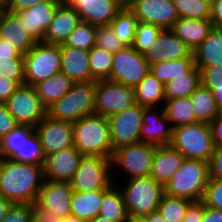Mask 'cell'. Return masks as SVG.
Masks as SVG:
<instances>
[{"instance_id": "obj_1", "label": "cell", "mask_w": 222, "mask_h": 222, "mask_svg": "<svg viewBox=\"0 0 222 222\" xmlns=\"http://www.w3.org/2000/svg\"><path fill=\"white\" fill-rule=\"evenodd\" d=\"M43 181V165L0 160V194L12 203H35Z\"/></svg>"}, {"instance_id": "obj_2", "label": "cell", "mask_w": 222, "mask_h": 222, "mask_svg": "<svg viewBox=\"0 0 222 222\" xmlns=\"http://www.w3.org/2000/svg\"><path fill=\"white\" fill-rule=\"evenodd\" d=\"M113 183L122 193L131 221L142 219L157 211L165 194L164 186L155 182L150 176L122 180V184L116 181Z\"/></svg>"}, {"instance_id": "obj_3", "label": "cell", "mask_w": 222, "mask_h": 222, "mask_svg": "<svg viewBox=\"0 0 222 222\" xmlns=\"http://www.w3.org/2000/svg\"><path fill=\"white\" fill-rule=\"evenodd\" d=\"M74 146L83 156L111 158L108 117L94 114L73 123Z\"/></svg>"}, {"instance_id": "obj_4", "label": "cell", "mask_w": 222, "mask_h": 222, "mask_svg": "<svg viewBox=\"0 0 222 222\" xmlns=\"http://www.w3.org/2000/svg\"><path fill=\"white\" fill-rule=\"evenodd\" d=\"M210 179L209 163L185 159L180 168L164 186L165 194L192 202L202 200Z\"/></svg>"}, {"instance_id": "obj_5", "label": "cell", "mask_w": 222, "mask_h": 222, "mask_svg": "<svg viewBox=\"0 0 222 222\" xmlns=\"http://www.w3.org/2000/svg\"><path fill=\"white\" fill-rule=\"evenodd\" d=\"M96 81L74 83L71 90L47 108L55 120L71 123L95 114Z\"/></svg>"}, {"instance_id": "obj_6", "label": "cell", "mask_w": 222, "mask_h": 222, "mask_svg": "<svg viewBox=\"0 0 222 222\" xmlns=\"http://www.w3.org/2000/svg\"><path fill=\"white\" fill-rule=\"evenodd\" d=\"M169 145L179 150L185 159L210 162L215 144L209 124L195 122L172 128Z\"/></svg>"}, {"instance_id": "obj_7", "label": "cell", "mask_w": 222, "mask_h": 222, "mask_svg": "<svg viewBox=\"0 0 222 222\" xmlns=\"http://www.w3.org/2000/svg\"><path fill=\"white\" fill-rule=\"evenodd\" d=\"M155 147L148 143L137 142L114 150L111 157L113 182L150 176ZM121 175L124 178L120 177Z\"/></svg>"}, {"instance_id": "obj_8", "label": "cell", "mask_w": 222, "mask_h": 222, "mask_svg": "<svg viewBox=\"0 0 222 222\" xmlns=\"http://www.w3.org/2000/svg\"><path fill=\"white\" fill-rule=\"evenodd\" d=\"M60 45L36 42L24 55L25 84L34 86L60 72Z\"/></svg>"}, {"instance_id": "obj_9", "label": "cell", "mask_w": 222, "mask_h": 222, "mask_svg": "<svg viewBox=\"0 0 222 222\" xmlns=\"http://www.w3.org/2000/svg\"><path fill=\"white\" fill-rule=\"evenodd\" d=\"M70 184L78 192L109 189L114 184L111 158L83 156Z\"/></svg>"}, {"instance_id": "obj_10", "label": "cell", "mask_w": 222, "mask_h": 222, "mask_svg": "<svg viewBox=\"0 0 222 222\" xmlns=\"http://www.w3.org/2000/svg\"><path fill=\"white\" fill-rule=\"evenodd\" d=\"M136 104L133 87L109 79L96 81L95 114L109 117Z\"/></svg>"}, {"instance_id": "obj_11", "label": "cell", "mask_w": 222, "mask_h": 222, "mask_svg": "<svg viewBox=\"0 0 222 222\" xmlns=\"http://www.w3.org/2000/svg\"><path fill=\"white\" fill-rule=\"evenodd\" d=\"M148 73L150 64L146 57L132 46H126L113 53L111 81L134 88Z\"/></svg>"}, {"instance_id": "obj_12", "label": "cell", "mask_w": 222, "mask_h": 222, "mask_svg": "<svg viewBox=\"0 0 222 222\" xmlns=\"http://www.w3.org/2000/svg\"><path fill=\"white\" fill-rule=\"evenodd\" d=\"M5 105L18 124L35 127L47 115L33 86L23 84L7 99Z\"/></svg>"}, {"instance_id": "obj_13", "label": "cell", "mask_w": 222, "mask_h": 222, "mask_svg": "<svg viewBox=\"0 0 222 222\" xmlns=\"http://www.w3.org/2000/svg\"><path fill=\"white\" fill-rule=\"evenodd\" d=\"M144 106L136 104L123 112L108 117L110 141L113 151L140 142Z\"/></svg>"}, {"instance_id": "obj_14", "label": "cell", "mask_w": 222, "mask_h": 222, "mask_svg": "<svg viewBox=\"0 0 222 222\" xmlns=\"http://www.w3.org/2000/svg\"><path fill=\"white\" fill-rule=\"evenodd\" d=\"M44 156L74 146L73 123L48 115L35 126Z\"/></svg>"}, {"instance_id": "obj_15", "label": "cell", "mask_w": 222, "mask_h": 222, "mask_svg": "<svg viewBox=\"0 0 222 222\" xmlns=\"http://www.w3.org/2000/svg\"><path fill=\"white\" fill-rule=\"evenodd\" d=\"M138 22L171 29L179 19L173 0H136L127 7Z\"/></svg>"}, {"instance_id": "obj_16", "label": "cell", "mask_w": 222, "mask_h": 222, "mask_svg": "<svg viewBox=\"0 0 222 222\" xmlns=\"http://www.w3.org/2000/svg\"><path fill=\"white\" fill-rule=\"evenodd\" d=\"M72 7L83 22L96 26L110 25L115 16L124 8L119 0H61Z\"/></svg>"}, {"instance_id": "obj_17", "label": "cell", "mask_w": 222, "mask_h": 222, "mask_svg": "<svg viewBox=\"0 0 222 222\" xmlns=\"http://www.w3.org/2000/svg\"><path fill=\"white\" fill-rule=\"evenodd\" d=\"M72 194L70 182L44 179L36 202L59 218L67 217L71 212Z\"/></svg>"}, {"instance_id": "obj_18", "label": "cell", "mask_w": 222, "mask_h": 222, "mask_svg": "<svg viewBox=\"0 0 222 222\" xmlns=\"http://www.w3.org/2000/svg\"><path fill=\"white\" fill-rule=\"evenodd\" d=\"M172 138V126L166 118L163 107H145L140 142L154 146L169 145Z\"/></svg>"}, {"instance_id": "obj_19", "label": "cell", "mask_w": 222, "mask_h": 222, "mask_svg": "<svg viewBox=\"0 0 222 222\" xmlns=\"http://www.w3.org/2000/svg\"><path fill=\"white\" fill-rule=\"evenodd\" d=\"M82 158L75 146L45 156L44 179L70 182Z\"/></svg>"}, {"instance_id": "obj_20", "label": "cell", "mask_w": 222, "mask_h": 222, "mask_svg": "<svg viewBox=\"0 0 222 222\" xmlns=\"http://www.w3.org/2000/svg\"><path fill=\"white\" fill-rule=\"evenodd\" d=\"M62 1H46L31 6L28 10L15 13L29 35L36 42H43V37L52 22L53 16Z\"/></svg>"}, {"instance_id": "obj_21", "label": "cell", "mask_w": 222, "mask_h": 222, "mask_svg": "<svg viewBox=\"0 0 222 222\" xmlns=\"http://www.w3.org/2000/svg\"><path fill=\"white\" fill-rule=\"evenodd\" d=\"M192 51L171 29H163L144 54L149 64L188 57Z\"/></svg>"}, {"instance_id": "obj_22", "label": "cell", "mask_w": 222, "mask_h": 222, "mask_svg": "<svg viewBox=\"0 0 222 222\" xmlns=\"http://www.w3.org/2000/svg\"><path fill=\"white\" fill-rule=\"evenodd\" d=\"M81 22L80 15L72 7L61 3L44 34L43 42L54 45L64 44Z\"/></svg>"}, {"instance_id": "obj_23", "label": "cell", "mask_w": 222, "mask_h": 222, "mask_svg": "<svg viewBox=\"0 0 222 222\" xmlns=\"http://www.w3.org/2000/svg\"><path fill=\"white\" fill-rule=\"evenodd\" d=\"M183 154L170 145L156 146L150 177L165 186L184 162Z\"/></svg>"}, {"instance_id": "obj_24", "label": "cell", "mask_w": 222, "mask_h": 222, "mask_svg": "<svg viewBox=\"0 0 222 222\" xmlns=\"http://www.w3.org/2000/svg\"><path fill=\"white\" fill-rule=\"evenodd\" d=\"M60 72L75 83L90 82L91 69L88 50L60 45Z\"/></svg>"}, {"instance_id": "obj_25", "label": "cell", "mask_w": 222, "mask_h": 222, "mask_svg": "<svg viewBox=\"0 0 222 222\" xmlns=\"http://www.w3.org/2000/svg\"><path fill=\"white\" fill-rule=\"evenodd\" d=\"M0 38L12 44L22 55L27 54L36 43L19 17L7 11L3 13L0 20Z\"/></svg>"}, {"instance_id": "obj_26", "label": "cell", "mask_w": 222, "mask_h": 222, "mask_svg": "<svg viewBox=\"0 0 222 222\" xmlns=\"http://www.w3.org/2000/svg\"><path fill=\"white\" fill-rule=\"evenodd\" d=\"M212 28L213 24L210 19L179 17L171 30L193 52L207 38Z\"/></svg>"}, {"instance_id": "obj_27", "label": "cell", "mask_w": 222, "mask_h": 222, "mask_svg": "<svg viewBox=\"0 0 222 222\" xmlns=\"http://www.w3.org/2000/svg\"><path fill=\"white\" fill-rule=\"evenodd\" d=\"M193 55L196 67L222 66V27H213Z\"/></svg>"}, {"instance_id": "obj_28", "label": "cell", "mask_w": 222, "mask_h": 222, "mask_svg": "<svg viewBox=\"0 0 222 222\" xmlns=\"http://www.w3.org/2000/svg\"><path fill=\"white\" fill-rule=\"evenodd\" d=\"M108 189L78 192L73 191L70 203V215L87 222L99 215L103 194Z\"/></svg>"}, {"instance_id": "obj_29", "label": "cell", "mask_w": 222, "mask_h": 222, "mask_svg": "<svg viewBox=\"0 0 222 222\" xmlns=\"http://www.w3.org/2000/svg\"><path fill=\"white\" fill-rule=\"evenodd\" d=\"M74 83L71 78L59 72L44 81L36 83L33 87L42 104L48 108L67 94Z\"/></svg>"}, {"instance_id": "obj_30", "label": "cell", "mask_w": 222, "mask_h": 222, "mask_svg": "<svg viewBox=\"0 0 222 222\" xmlns=\"http://www.w3.org/2000/svg\"><path fill=\"white\" fill-rule=\"evenodd\" d=\"M164 84L153 74L148 73L138 85L134 87L137 104L144 107H159L165 102Z\"/></svg>"}, {"instance_id": "obj_31", "label": "cell", "mask_w": 222, "mask_h": 222, "mask_svg": "<svg viewBox=\"0 0 222 222\" xmlns=\"http://www.w3.org/2000/svg\"><path fill=\"white\" fill-rule=\"evenodd\" d=\"M199 86H201V72L194 64L186 73L164 85L165 99L189 97Z\"/></svg>"}, {"instance_id": "obj_32", "label": "cell", "mask_w": 222, "mask_h": 222, "mask_svg": "<svg viewBox=\"0 0 222 222\" xmlns=\"http://www.w3.org/2000/svg\"><path fill=\"white\" fill-rule=\"evenodd\" d=\"M99 215L114 222H131L122 193L115 184L103 194Z\"/></svg>"}, {"instance_id": "obj_33", "label": "cell", "mask_w": 222, "mask_h": 222, "mask_svg": "<svg viewBox=\"0 0 222 222\" xmlns=\"http://www.w3.org/2000/svg\"><path fill=\"white\" fill-rule=\"evenodd\" d=\"M189 97L196 122L209 124L219 114L220 110L216 105L212 91L203 85L199 86Z\"/></svg>"}, {"instance_id": "obj_34", "label": "cell", "mask_w": 222, "mask_h": 222, "mask_svg": "<svg viewBox=\"0 0 222 222\" xmlns=\"http://www.w3.org/2000/svg\"><path fill=\"white\" fill-rule=\"evenodd\" d=\"M162 107L172 128L196 122L190 97L165 99Z\"/></svg>"}, {"instance_id": "obj_35", "label": "cell", "mask_w": 222, "mask_h": 222, "mask_svg": "<svg viewBox=\"0 0 222 222\" xmlns=\"http://www.w3.org/2000/svg\"><path fill=\"white\" fill-rule=\"evenodd\" d=\"M193 65L192 52L188 57L150 64V73L165 85L170 80L186 73Z\"/></svg>"}, {"instance_id": "obj_36", "label": "cell", "mask_w": 222, "mask_h": 222, "mask_svg": "<svg viewBox=\"0 0 222 222\" xmlns=\"http://www.w3.org/2000/svg\"><path fill=\"white\" fill-rule=\"evenodd\" d=\"M137 23L135 15L127 7H124L109 26L120 41L126 46H132Z\"/></svg>"}, {"instance_id": "obj_37", "label": "cell", "mask_w": 222, "mask_h": 222, "mask_svg": "<svg viewBox=\"0 0 222 222\" xmlns=\"http://www.w3.org/2000/svg\"><path fill=\"white\" fill-rule=\"evenodd\" d=\"M8 159L11 161L44 165L45 156L37 133L34 132Z\"/></svg>"}, {"instance_id": "obj_38", "label": "cell", "mask_w": 222, "mask_h": 222, "mask_svg": "<svg viewBox=\"0 0 222 222\" xmlns=\"http://www.w3.org/2000/svg\"><path fill=\"white\" fill-rule=\"evenodd\" d=\"M91 81L110 80L113 64V53L106 51L96 45L89 51Z\"/></svg>"}, {"instance_id": "obj_39", "label": "cell", "mask_w": 222, "mask_h": 222, "mask_svg": "<svg viewBox=\"0 0 222 222\" xmlns=\"http://www.w3.org/2000/svg\"><path fill=\"white\" fill-rule=\"evenodd\" d=\"M35 132V127L18 124L0 139V158L8 159Z\"/></svg>"}, {"instance_id": "obj_40", "label": "cell", "mask_w": 222, "mask_h": 222, "mask_svg": "<svg viewBox=\"0 0 222 222\" xmlns=\"http://www.w3.org/2000/svg\"><path fill=\"white\" fill-rule=\"evenodd\" d=\"M193 202L164 194L157 211L167 222H181Z\"/></svg>"}, {"instance_id": "obj_41", "label": "cell", "mask_w": 222, "mask_h": 222, "mask_svg": "<svg viewBox=\"0 0 222 222\" xmlns=\"http://www.w3.org/2000/svg\"><path fill=\"white\" fill-rule=\"evenodd\" d=\"M96 28V25L82 21L68 36L64 45L89 51L96 45Z\"/></svg>"}, {"instance_id": "obj_42", "label": "cell", "mask_w": 222, "mask_h": 222, "mask_svg": "<svg viewBox=\"0 0 222 222\" xmlns=\"http://www.w3.org/2000/svg\"><path fill=\"white\" fill-rule=\"evenodd\" d=\"M201 72V85L213 93L216 105L222 110V66L197 67Z\"/></svg>"}, {"instance_id": "obj_43", "label": "cell", "mask_w": 222, "mask_h": 222, "mask_svg": "<svg viewBox=\"0 0 222 222\" xmlns=\"http://www.w3.org/2000/svg\"><path fill=\"white\" fill-rule=\"evenodd\" d=\"M176 11L181 18L210 19L211 7L203 0H173Z\"/></svg>"}, {"instance_id": "obj_44", "label": "cell", "mask_w": 222, "mask_h": 222, "mask_svg": "<svg viewBox=\"0 0 222 222\" xmlns=\"http://www.w3.org/2000/svg\"><path fill=\"white\" fill-rule=\"evenodd\" d=\"M162 30L160 26L138 22L132 47L139 53L145 54Z\"/></svg>"}, {"instance_id": "obj_45", "label": "cell", "mask_w": 222, "mask_h": 222, "mask_svg": "<svg viewBox=\"0 0 222 222\" xmlns=\"http://www.w3.org/2000/svg\"><path fill=\"white\" fill-rule=\"evenodd\" d=\"M0 77L25 84L24 58L0 57Z\"/></svg>"}, {"instance_id": "obj_46", "label": "cell", "mask_w": 222, "mask_h": 222, "mask_svg": "<svg viewBox=\"0 0 222 222\" xmlns=\"http://www.w3.org/2000/svg\"><path fill=\"white\" fill-rule=\"evenodd\" d=\"M96 46L112 53L126 47V45L117 38L109 25L97 26Z\"/></svg>"}, {"instance_id": "obj_47", "label": "cell", "mask_w": 222, "mask_h": 222, "mask_svg": "<svg viewBox=\"0 0 222 222\" xmlns=\"http://www.w3.org/2000/svg\"><path fill=\"white\" fill-rule=\"evenodd\" d=\"M201 202L204 206L222 210V179H209Z\"/></svg>"}, {"instance_id": "obj_48", "label": "cell", "mask_w": 222, "mask_h": 222, "mask_svg": "<svg viewBox=\"0 0 222 222\" xmlns=\"http://www.w3.org/2000/svg\"><path fill=\"white\" fill-rule=\"evenodd\" d=\"M32 204L13 203L1 222H32Z\"/></svg>"}, {"instance_id": "obj_49", "label": "cell", "mask_w": 222, "mask_h": 222, "mask_svg": "<svg viewBox=\"0 0 222 222\" xmlns=\"http://www.w3.org/2000/svg\"><path fill=\"white\" fill-rule=\"evenodd\" d=\"M18 125L5 103H0V139Z\"/></svg>"}, {"instance_id": "obj_50", "label": "cell", "mask_w": 222, "mask_h": 222, "mask_svg": "<svg viewBox=\"0 0 222 222\" xmlns=\"http://www.w3.org/2000/svg\"><path fill=\"white\" fill-rule=\"evenodd\" d=\"M33 219L32 222H59L60 218L46 208L40 206L37 202L32 204Z\"/></svg>"}, {"instance_id": "obj_51", "label": "cell", "mask_w": 222, "mask_h": 222, "mask_svg": "<svg viewBox=\"0 0 222 222\" xmlns=\"http://www.w3.org/2000/svg\"><path fill=\"white\" fill-rule=\"evenodd\" d=\"M210 178L222 179V146L215 147L209 162Z\"/></svg>"}, {"instance_id": "obj_52", "label": "cell", "mask_w": 222, "mask_h": 222, "mask_svg": "<svg viewBox=\"0 0 222 222\" xmlns=\"http://www.w3.org/2000/svg\"><path fill=\"white\" fill-rule=\"evenodd\" d=\"M46 1H61V0H8L7 12L17 13L28 10L31 6Z\"/></svg>"}, {"instance_id": "obj_53", "label": "cell", "mask_w": 222, "mask_h": 222, "mask_svg": "<svg viewBox=\"0 0 222 222\" xmlns=\"http://www.w3.org/2000/svg\"><path fill=\"white\" fill-rule=\"evenodd\" d=\"M19 86L17 81L0 77V103H5Z\"/></svg>"}, {"instance_id": "obj_54", "label": "cell", "mask_w": 222, "mask_h": 222, "mask_svg": "<svg viewBox=\"0 0 222 222\" xmlns=\"http://www.w3.org/2000/svg\"><path fill=\"white\" fill-rule=\"evenodd\" d=\"M203 219V203L193 202L187 209L185 216L181 222H202Z\"/></svg>"}, {"instance_id": "obj_55", "label": "cell", "mask_w": 222, "mask_h": 222, "mask_svg": "<svg viewBox=\"0 0 222 222\" xmlns=\"http://www.w3.org/2000/svg\"><path fill=\"white\" fill-rule=\"evenodd\" d=\"M209 126L215 146H222V110L219 111V114L209 123Z\"/></svg>"}, {"instance_id": "obj_56", "label": "cell", "mask_w": 222, "mask_h": 222, "mask_svg": "<svg viewBox=\"0 0 222 222\" xmlns=\"http://www.w3.org/2000/svg\"><path fill=\"white\" fill-rule=\"evenodd\" d=\"M202 222H222V210L204 206Z\"/></svg>"}, {"instance_id": "obj_57", "label": "cell", "mask_w": 222, "mask_h": 222, "mask_svg": "<svg viewBox=\"0 0 222 222\" xmlns=\"http://www.w3.org/2000/svg\"><path fill=\"white\" fill-rule=\"evenodd\" d=\"M0 57L24 58V55L18 52L12 44L0 38Z\"/></svg>"}, {"instance_id": "obj_58", "label": "cell", "mask_w": 222, "mask_h": 222, "mask_svg": "<svg viewBox=\"0 0 222 222\" xmlns=\"http://www.w3.org/2000/svg\"><path fill=\"white\" fill-rule=\"evenodd\" d=\"M213 27H222V0H217L211 7V17Z\"/></svg>"}, {"instance_id": "obj_59", "label": "cell", "mask_w": 222, "mask_h": 222, "mask_svg": "<svg viewBox=\"0 0 222 222\" xmlns=\"http://www.w3.org/2000/svg\"><path fill=\"white\" fill-rule=\"evenodd\" d=\"M12 204V202L0 194V222L5 218Z\"/></svg>"}, {"instance_id": "obj_60", "label": "cell", "mask_w": 222, "mask_h": 222, "mask_svg": "<svg viewBox=\"0 0 222 222\" xmlns=\"http://www.w3.org/2000/svg\"><path fill=\"white\" fill-rule=\"evenodd\" d=\"M131 222H167L158 211L151 213L150 215L144 216L142 219L132 220Z\"/></svg>"}, {"instance_id": "obj_61", "label": "cell", "mask_w": 222, "mask_h": 222, "mask_svg": "<svg viewBox=\"0 0 222 222\" xmlns=\"http://www.w3.org/2000/svg\"><path fill=\"white\" fill-rule=\"evenodd\" d=\"M59 222H87V221L80 219L78 217L69 215L67 217L60 218Z\"/></svg>"}, {"instance_id": "obj_62", "label": "cell", "mask_w": 222, "mask_h": 222, "mask_svg": "<svg viewBox=\"0 0 222 222\" xmlns=\"http://www.w3.org/2000/svg\"><path fill=\"white\" fill-rule=\"evenodd\" d=\"M89 222H114V221H111L108 218L98 215L94 219L90 220Z\"/></svg>"}, {"instance_id": "obj_63", "label": "cell", "mask_w": 222, "mask_h": 222, "mask_svg": "<svg viewBox=\"0 0 222 222\" xmlns=\"http://www.w3.org/2000/svg\"><path fill=\"white\" fill-rule=\"evenodd\" d=\"M8 8V0H0V9L6 12Z\"/></svg>"}, {"instance_id": "obj_64", "label": "cell", "mask_w": 222, "mask_h": 222, "mask_svg": "<svg viewBox=\"0 0 222 222\" xmlns=\"http://www.w3.org/2000/svg\"><path fill=\"white\" fill-rule=\"evenodd\" d=\"M119 1L123 7H128L136 0H119Z\"/></svg>"}, {"instance_id": "obj_65", "label": "cell", "mask_w": 222, "mask_h": 222, "mask_svg": "<svg viewBox=\"0 0 222 222\" xmlns=\"http://www.w3.org/2000/svg\"><path fill=\"white\" fill-rule=\"evenodd\" d=\"M203 1L207 2L210 5V7H212L217 0H203Z\"/></svg>"}, {"instance_id": "obj_66", "label": "cell", "mask_w": 222, "mask_h": 222, "mask_svg": "<svg viewBox=\"0 0 222 222\" xmlns=\"http://www.w3.org/2000/svg\"><path fill=\"white\" fill-rule=\"evenodd\" d=\"M3 13H4V12L0 9V20H1V18H2Z\"/></svg>"}]
</instances>
